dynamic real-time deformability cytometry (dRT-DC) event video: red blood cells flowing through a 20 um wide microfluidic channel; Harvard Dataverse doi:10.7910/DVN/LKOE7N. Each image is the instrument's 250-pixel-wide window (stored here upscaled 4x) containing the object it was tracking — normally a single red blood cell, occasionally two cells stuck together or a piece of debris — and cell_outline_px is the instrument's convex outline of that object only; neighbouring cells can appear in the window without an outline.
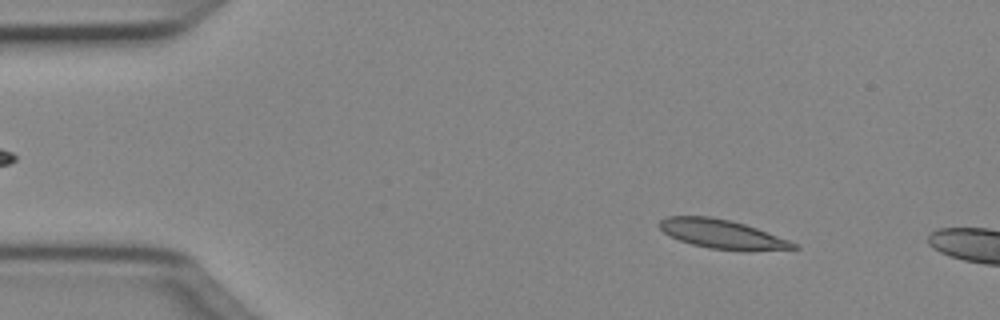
{"species": "Egyptian fruit bat (a non-hibernating species)", "species_latin": "Rousettus aegyptiacus", "temperature_condition": "cold", "stored_images_in_passage": 50, "camera_frame_rate_fps": 3000, "um_per_image_px": 0.085, "animal": {"sex": "female"}, "frame": {"image": 1, "passage_image": 6, "time_ms": 1.667, "image_size_px": [1000, 320], "cell_outline_px": [[800, 248], [748, 252], [708, 248], [692, 244], [680, 240], [664, 232], [656, 224], [660, 220], [668, 216], [712, 216], [732, 220], [756, 228], [788, 240], [796, 244]], "centroid_in_image_um": [61.38, 19.91], "position_along_channel_um": 23.6, "area_um2": 22.83}}
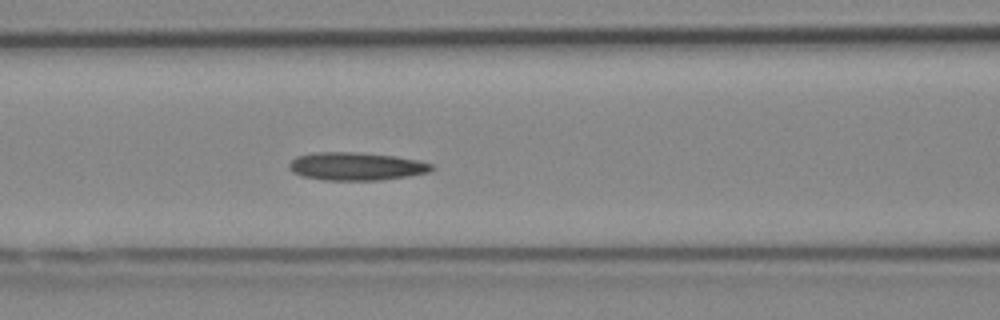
{"frame": {"image": 2, "passage_image": 20, "time_ms": 6.333, "image_size_px": [1000, 320], "cell_outline_px": [[436, 168], [428, 172], [408, 176], [380, 180], [324, 180], [304, 176], [292, 172], [288, 168], [288, 164], [296, 156], [312, 152], [356, 152], [396, 156], [420, 160], [432, 164]], "centroid_in_image_um": [30.28, 14.13], "position_along_channel_um": 136.3, "area_um2": 23.41}}
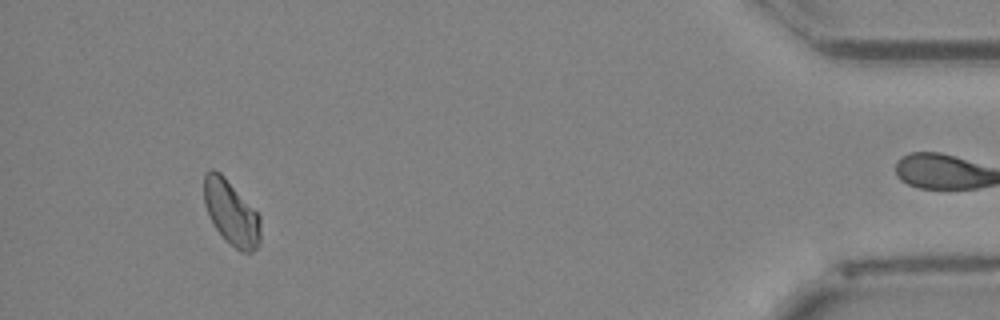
{"frame": {"image": 3, "passage_image": 46, "time_ms": 15.0, "image_size_px": [1000, 320], "cell_outline_px": [[260, 244], [252, 252], [240, 252], [212, 224], [208, 216], [204, 204], [204, 172], [212, 168], [220, 172], [224, 176], [260, 216]], "centroid_in_image_um": [19.63, 18.06], "position_along_channel_um": 415.6, "area_um2": 21.1}, "authors_computed_cell_mechanics": {"area_um2": 22.1663, "velocity_mm_per_s": 4.0043, "shape_relaxation_time_tau1_ms": 7.8695, "shape_relaxation_time_tau2_ms": 7.2984, "deformation_change_tau1": 0.143, "deformation_change_tau2": 0.1558}}